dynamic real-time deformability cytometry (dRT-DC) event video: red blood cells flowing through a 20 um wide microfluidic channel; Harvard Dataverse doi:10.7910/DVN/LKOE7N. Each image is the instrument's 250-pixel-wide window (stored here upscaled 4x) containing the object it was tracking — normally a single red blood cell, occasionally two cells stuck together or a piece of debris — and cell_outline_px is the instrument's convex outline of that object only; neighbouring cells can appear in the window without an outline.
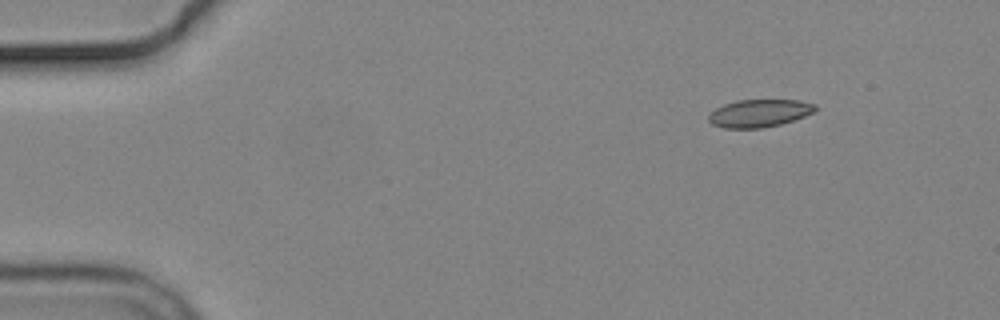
{"species": "common noctule bat (a hibernating species)", "species_latin": "Nyctalus noctula", "temperature_condition": "cold", "stored_images_in_passage": 4, "camera_frame_rate_fps": 3000, "um_per_image_px": 0.085, "animal": {"sex": "male", "body_mass_g": 19.2, "forearm_length_mm": 51.8}, "frame": {"image": 1, "passage_image": 1, "time_ms": 0.0, "image_size_px": [1000, 320], "cell_outline_px": [[816, 108], [812, 112], [804, 116], [780, 124], [764, 128], [724, 128], [712, 124], [708, 120], [708, 116], [716, 108], [724, 104], [736, 100], [800, 100], [816, 104]], "centroid_in_image_um": [64.52, 9.62], "position_along_channel_um": 20.5, "area_um2": 17.11}}
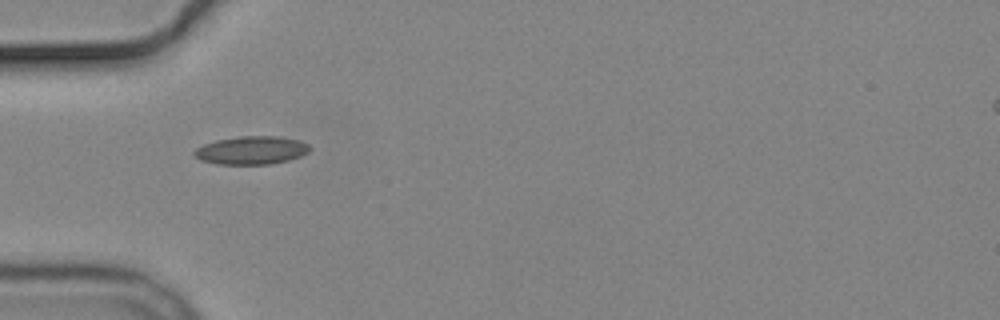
{"frame": {"image": 2, "passage_image": 4, "time_ms": 3.667, "image_size_px": [1000, 320], "cell_outline_px": [[312, 148], [308, 152], [300, 156], [288, 160], [272, 164], [216, 164], [200, 160], [192, 152], [196, 148], [204, 144], [216, 140], [240, 136], [280, 136], [300, 140], [308, 144]], "centroid_in_image_um": [21.39, 12.77], "position_along_channel_um": 63.6, "area_um2": 19.07}}